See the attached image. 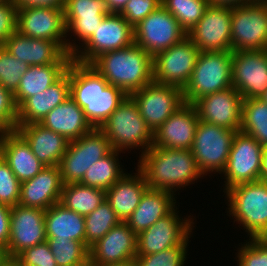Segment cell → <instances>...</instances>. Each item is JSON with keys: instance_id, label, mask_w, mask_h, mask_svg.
<instances>
[{"instance_id": "cell-7", "label": "cell", "mask_w": 267, "mask_h": 266, "mask_svg": "<svg viewBox=\"0 0 267 266\" xmlns=\"http://www.w3.org/2000/svg\"><path fill=\"white\" fill-rule=\"evenodd\" d=\"M236 131L199 120L191 152L203 176L226 168Z\"/></svg>"}, {"instance_id": "cell-4", "label": "cell", "mask_w": 267, "mask_h": 266, "mask_svg": "<svg viewBox=\"0 0 267 266\" xmlns=\"http://www.w3.org/2000/svg\"><path fill=\"white\" fill-rule=\"evenodd\" d=\"M99 129L108 138L112 149L120 152L141 149L140 157L153 145V131L129 95Z\"/></svg>"}, {"instance_id": "cell-54", "label": "cell", "mask_w": 267, "mask_h": 266, "mask_svg": "<svg viewBox=\"0 0 267 266\" xmlns=\"http://www.w3.org/2000/svg\"><path fill=\"white\" fill-rule=\"evenodd\" d=\"M97 266H137V262L136 259H131V260H127L124 262H118V263H105L102 265H97Z\"/></svg>"}, {"instance_id": "cell-8", "label": "cell", "mask_w": 267, "mask_h": 266, "mask_svg": "<svg viewBox=\"0 0 267 266\" xmlns=\"http://www.w3.org/2000/svg\"><path fill=\"white\" fill-rule=\"evenodd\" d=\"M112 150L108 138L99 128L70 141L58 165L63 185L79 183L90 166Z\"/></svg>"}, {"instance_id": "cell-19", "label": "cell", "mask_w": 267, "mask_h": 266, "mask_svg": "<svg viewBox=\"0 0 267 266\" xmlns=\"http://www.w3.org/2000/svg\"><path fill=\"white\" fill-rule=\"evenodd\" d=\"M10 236L6 255L16 257L28 247L47 241L45 210L15 205L10 213Z\"/></svg>"}, {"instance_id": "cell-41", "label": "cell", "mask_w": 267, "mask_h": 266, "mask_svg": "<svg viewBox=\"0 0 267 266\" xmlns=\"http://www.w3.org/2000/svg\"><path fill=\"white\" fill-rule=\"evenodd\" d=\"M29 65L14 58L3 46H0V84L13 94L19 87L21 77Z\"/></svg>"}, {"instance_id": "cell-15", "label": "cell", "mask_w": 267, "mask_h": 266, "mask_svg": "<svg viewBox=\"0 0 267 266\" xmlns=\"http://www.w3.org/2000/svg\"><path fill=\"white\" fill-rule=\"evenodd\" d=\"M264 147L244 132L234 135L226 168L222 172L224 191L241 183L260 180L261 159Z\"/></svg>"}, {"instance_id": "cell-35", "label": "cell", "mask_w": 267, "mask_h": 266, "mask_svg": "<svg viewBox=\"0 0 267 266\" xmlns=\"http://www.w3.org/2000/svg\"><path fill=\"white\" fill-rule=\"evenodd\" d=\"M120 153L124 152L113 149L99 159L90 166L79 183L107 191L125 174L123 165L119 163Z\"/></svg>"}, {"instance_id": "cell-36", "label": "cell", "mask_w": 267, "mask_h": 266, "mask_svg": "<svg viewBox=\"0 0 267 266\" xmlns=\"http://www.w3.org/2000/svg\"><path fill=\"white\" fill-rule=\"evenodd\" d=\"M240 131L267 146V103L261 98L243 99Z\"/></svg>"}, {"instance_id": "cell-18", "label": "cell", "mask_w": 267, "mask_h": 266, "mask_svg": "<svg viewBox=\"0 0 267 266\" xmlns=\"http://www.w3.org/2000/svg\"><path fill=\"white\" fill-rule=\"evenodd\" d=\"M232 86L243 99L261 98L267 90V49L232 51Z\"/></svg>"}, {"instance_id": "cell-33", "label": "cell", "mask_w": 267, "mask_h": 266, "mask_svg": "<svg viewBox=\"0 0 267 266\" xmlns=\"http://www.w3.org/2000/svg\"><path fill=\"white\" fill-rule=\"evenodd\" d=\"M45 230L47 238H68L85 244L84 216L65 208L61 203L45 210Z\"/></svg>"}, {"instance_id": "cell-45", "label": "cell", "mask_w": 267, "mask_h": 266, "mask_svg": "<svg viewBox=\"0 0 267 266\" xmlns=\"http://www.w3.org/2000/svg\"><path fill=\"white\" fill-rule=\"evenodd\" d=\"M16 258L22 266H57L47 241L24 249Z\"/></svg>"}, {"instance_id": "cell-16", "label": "cell", "mask_w": 267, "mask_h": 266, "mask_svg": "<svg viewBox=\"0 0 267 266\" xmlns=\"http://www.w3.org/2000/svg\"><path fill=\"white\" fill-rule=\"evenodd\" d=\"M129 96L153 132L185 104L181 88L156 82L145 85Z\"/></svg>"}, {"instance_id": "cell-3", "label": "cell", "mask_w": 267, "mask_h": 266, "mask_svg": "<svg viewBox=\"0 0 267 266\" xmlns=\"http://www.w3.org/2000/svg\"><path fill=\"white\" fill-rule=\"evenodd\" d=\"M90 65L127 95L153 82V57L135 43L101 54Z\"/></svg>"}, {"instance_id": "cell-10", "label": "cell", "mask_w": 267, "mask_h": 266, "mask_svg": "<svg viewBox=\"0 0 267 266\" xmlns=\"http://www.w3.org/2000/svg\"><path fill=\"white\" fill-rule=\"evenodd\" d=\"M232 51L267 49V3H247L232 7Z\"/></svg>"}, {"instance_id": "cell-31", "label": "cell", "mask_w": 267, "mask_h": 266, "mask_svg": "<svg viewBox=\"0 0 267 266\" xmlns=\"http://www.w3.org/2000/svg\"><path fill=\"white\" fill-rule=\"evenodd\" d=\"M40 124L61 134L69 142L80 138L93 129L87 121L83 109L70 96L53 108Z\"/></svg>"}, {"instance_id": "cell-2", "label": "cell", "mask_w": 267, "mask_h": 266, "mask_svg": "<svg viewBox=\"0 0 267 266\" xmlns=\"http://www.w3.org/2000/svg\"><path fill=\"white\" fill-rule=\"evenodd\" d=\"M138 161L137 167L144 174L150 189L167 190L176 194L181 187L194 184L204 177L190 149L152 146Z\"/></svg>"}, {"instance_id": "cell-42", "label": "cell", "mask_w": 267, "mask_h": 266, "mask_svg": "<svg viewBox=\"0 0 267 266\" xmlns=\"http://www.w3.org/2000/svg\"><path fill=\"white\" fill-rule=\"evenodd\" d=\"M21 182L0 154V204L14 207L19 203Z\"/></svg>"}, {"instance_id": "cell-50", "label": "cell", "mask_w": 267, "mask_h": 266, "mask_svg": "<svg viewBox=\"0 0 267 266\" xmlns=\"http://www.w3.org/2000/svg\"><path fill=\"white\" fill-rule=\"evenodd\" d=\"M109 13L119 14L129 0H104Z\"/></svg>"}, {"instance_id": "cell-28", "label": "cell", "mask_w": 267, "mask_h": 266, "mask_svg": "<svg viewBox=\"0 0 267 266\" xmlns=\"http://www.w3.org/2000/svg\"><path fill=\"white\" fill-rule=\"evenodd\" d=\"M0 154L21 183L35 177L46 167L16 130L0 136Z\"/></svg>"}, {"instance_id": "cell-23", "label": "cell", "mask_w": 267, "mask_h": 266, "mask_svg": "<svg viewBox=\"0 0 267 266\" xmlns=\"http://www.w3.org/2000/svg\"><path fill=\"white\" fill-rule=\"evenodd\" d=\"M137 234L121 221L107 232L99 241L89 248V259L92 263H118L136 258Z\"/></svg>"}, {"instance_id": "cell-56", "label": "cell", "mask_w": 267, "mask_h": 266, "mask_svg": "<svg viewBox=\"0 0 267 266\" xmlns=\"http://www.w3.org/2000/svg\"><path fill=\"white\" fill-rule=\"evenodd\" d=\"M74 266H95L90 259L83 262L82 264L74 265Z\"/></svg>"}, {"instance_id": "cell-44", "label": "cell", "mask_w": 267, "mask_h": 266, "mask_svg": "<svg viewBox=\"0 0 267 266\" xmlns=\"http://www.w3.org/2000/svg\"><path fill=\"white\" fill-rule=\"evenodd\" d=\"M17 114L14 94L0 84V136L16 130Z\"/></svg>"}, {"instance_id": "cell-24", "label": "cell", "mask_w": 267, "mask_h": 266, "mask_svg": "<svg viewBox=\"0 0 267 266\" xmlns=\"http://www.w3.org/2000/svg\"><path fill=\"white\" fill-rule=\"evenodd\" d=\"M110 14L104 0H66L64 7L66 35H75L77 50L92 35L106 15ZM81 42V43H80Z\"/></svg>"}, {"instance_id": "cell-6", "label": "cell", "mask_w": 267, "mask_h": 266, "mask_svg": "<svg viewBox=\"0 0 267 266\" xmlns=\"http://www.w3.org/2000/svg\"><path fill=\"white\" fill-rule=\"evenodd\" d=\"M232 87V51L200 52L193 73L184 87L183 99L193 104L208 94Z\"/></svg>"}, {"instance_id": "cell-46", "label": "cell", "mask_w": 267, "mask_h": 266, "mask_svg": "<svg viewBox=\"0 0 267 266\" xmlns=\"http://www.w3.org/2000/svg\"><path fill=\"white\" fill-rule=\"evenodd\" d=\"M162 5V0H129L119 13L133 27Z\"/></svg>"}, {"instance_id": "cell-1", "label": "cell", "mask_w": 267, "mask_h": 266, "mask_svg": "<svg viewBox=\"0 0 267 266\" xmlns=\"http://www.w3.org/2000/svg\"><path fill=\"white\" fill-rule=\"evenodd\" d=\"M70 97L83 109L93 128H100L128 96L109 84L90 64H69Z\"/></svg>"}, {"instance_id": "cell-49", "label": "cell", "mask_w": 267, "mask_h": 266, "mask_svg": "<svg viewBox=\"0 0 267 266\" xmlns=\"http://www.w3.org/2000/svg\"><path fill=\"white\" fill-rule=\"evenodd\" d=\"M17 8L47 6L64 8L66 0H12Z\"/></svg>"}, {"instance_id": "cell-21", "label": "cell", "mask_w": 267, "mask_h": 266, "mask_svg": "<svg viewBox=\"0 0 267 266\" xmlns=\"http://www.w3.org/2000/svg\"><path fill=\"white\" fill-rule=\"evenodd\" d=\"M20 62L32 65H48L73 60L66 50V42H54L21 35L15 31L2 45Z\"/></svg>"}, {"instance_id": "cell-38", "label": "cell", "mask_w": 267, "mask_h": 266, "mask_svg": "<svg viewBox=\"0 0 267 266\" xmlns=\"http://www.w3.org/2000/svg\"><path fill=\"white\" fill-rule=\"evenodd\" d=\"M209 5V0H162V6L186 32L197 24Z\"/></svg>"}, {"instance_id": "cell-25", "label": "cell", "mask_w": 267, "mask_h": 266, "mask_svg": "<svg viewBox=\"0 0 267 266\" xmlns=\"http://www.w3.org/2000/svg\"><path fill=\"white\" fill-rule=\"evenodd\" d=\"M62 186L59 166H46L35 177L21 183L18 204L47 210L60 202Z\"/></svg>"}, {"instance_id": "cell-9", "label": "cell", "mask_w": 267, "mask_h": 266, "mask_svg": "<svg viewBox=\"0 0 267 266\" xmlns=\"http://www.w3.org/2000/svg\"><path fill=\"white\" fill-rule=\"evenodd\" d=\"M17 31L31 38L66 42V50L70 55L77 51L75 41L70 42L71 39L66 35L64 8L47 6L18 8Z\"/></svg>"}, {"instance_id": "cell-29", "label": "cell", "mask_w": 267, "mask_h": 266, "mask_svg": "<svg viewBox=\"0 0 267 266\" xmlns=\"http://www.w3.org/2000/svg\"><path fill=\"white\" fill-rule=\"evenodd\" d=\"M125 174L106 191V201L121 221H126L140 203L149 188L142 171ZM133 174V175H132Z\"/></svg>"}, {"instance_id": "cell-53", "label": "cell", "mask_w": 267, "mask_h": 266, "mask_svg": "<svg viewBox=\"0 0 267 266\" xmlns=\"http://www.w3.org/2000/svg\"><path fill=\"white\" fill-rule=\"evenodd\" d=\"M0 266H22L16 257L6 256L0 263Z\"/></svg>"}, {"instance_id": "cell-32", "label": "cell", "mask_w": 267, "mask_h": 266, "mask_svg": "<svg viewBox=\"0 0 267 266\" xmlns=\"http://www.w3.org/2000/svg\"><path fill=\"white\" fill-rule=\"evenodd\" d=\"M70 62H55L48 65L29 66L21 77L14 100L19 107L27 98L45 91L67 71Z\"/></svg>"}, {"instance_id": "cell-52", "label": "cell", "mask_w": 267, "mask_h": 266, "mask_svg": "<svg viewBox=\"0 0 267 266\" xmlns=\"http://www.w3.org/2000/svg\"><path fill=\"white\" fill-rule=\"evenodd\" d=\"M260 180L267 181V146L264 147L261 159Z\"/></svg>"}, {"instance_id": "cell-39", "label": "cell", "mask_w": 267, "mask_h": 266, "mask_svg": "<svg viewBox=\"0 0 267 266\" xmlns=\"http://www.w3.org/2000/svg\"><path fill=\"white\" fill-rule=\"evenodd\" d=\"M57 266H74L89 259V248L80 241L47 238Z\"/></svg>"}, {"instance_id": "cell-43", "label": "cell", "mask_w": 267, "mask_h": 266, "mask_svg": "<svg viewBox=\"0 0 267 266\" xmlns=\"http://www.w3.org/2000/svg\"><path fill=\"white\" fill-rule=\"evenodd\" d=\"M243 244L241 243L240 248H237L238 266H267L266 240L251 238Z\"/></svg>"}, {"instance_id": "cell-51", "label": "cell", "mask_w": 267, "mask_h": 266, "mask_svg": "<svg viewBox=\"0 0 267 266\" xmlns=\"http://www.w3.org/2000/svg\"><path fill=\"white\" fill-rule=\"evenodd\" d=\"M210 4L222 6H238L246 4V0H209Z\"/></svg>"}, {"instance_id": "cell-14", "label": "cell", "mask_w": 267, "mask_h": 266, "mask_svg": "<svg viewBox=\"0 0 267 266\" xmlns=\"http://www.w3.org/2000/svg\"><path fill=\"white\" fill-rule=\"evenodd\" d=\"M177 209L176 206L168 215L137 234V255L158 253L184 244L191 237L195 227L194 219L191 215L182 218Z\"/></svg>"}, {"instance_id": "cell-27", "label": "cell", "mask_w": 267, "mask_h": 266, "mask_svg": "<svg viewBox=\"0 0 267 266\" xmlns=\"http://www.w3.org/2000/svg\"><path fill=\"white\" fill-rule=\"evenodd\" d=\"M70 96L69 66L66 73L45 91L27 98L19 107L18 125L40 123L56 106Z\"/></svg>"}, {"instance_id": "cell-22", "label": "cell", "mask_w": 267, "mask_h": 266, "mask_svg": "<svg viewBox=\"0 0 267 266\" xmlns=\"http://www.w3.org/2000/svg\"><path fill=\"white\" fill-rule=\"evenodd\" d=\"M198 122L195 107L185 103L153 132L152 146L191 149Z\"/></svg>"}, {"instance_id": "cell-20", "label": "cell", "mask_w": 267, "mask_h": 266, "mask_svg": "<svg viewBox=\"0 0 267 266\" xmlns=\"http://www.w3.org/2000/svg\"><path fill=\"white\" fill-rule=\"evenodd\" d=\"M242 101V96L232 86L200 97L192 105L199 120L237 132L241 126Z\"/></svg>"}, {"instance_id": "cell-47", "label": "cell", "mask_w": 267, "mask_h": 266, "mask_svg": "<svg viewBox=\"0 0 267 266\" xmlns=\"http://www.w3.org/2000/svg\"><path fill=\"white\" fill-rule=\"evenodd\" d=\"M17 10L12 0L0 2V46L17 31Z\"/></svg>"}, {"instance_id": "cell-11", "label": "cell", "mask_w": 267, "mask_h": 266, "mask_svg": "<svg viewBox=\"0 0 267 266\" xmlns=\"http://www.w3.org/2000/svg\"><path fill=\"white\" fill-rule=\"evenodd\" d=\"M134 44V27L120 14L104 17L93 35L72 55L74 61L91 64L99 55Z\"/></svg>"}, {"instance_id": "cell-58", "label": "cell", "mask_w": 267, "mask_h": 266, "mask_svg": "<svg viewBox=\"0 0 267 266\" xmlns=\"http://www.w3.org/2000/svg\"><path fill=\"white\" fill-rule=\"evenodd\" d=\"M261 99L267 103V90L264 92V94L261 96Z\"/></svg>"}, {"instance_id": "cell-48", "label": "cell", "mask_w": 267, "mask_h": 266, "mask_svg": "<svg viewBox=\"0 0 267 266\" xmlns=\"http://www.w3.org/2000/svg\"><path fill=\"white\" fill-rule=\"evenodd\" d=\"M11 207L0 204V246L7 248L10 236Z\"/></svg>"}, {"instance_id": "cell-17", "label": "cell", "mask_w": 267, "mask_h": 266, "mask_svg": "<svg viewBox=\"0 0 267 266\" xmlns=\"http://www.w3.org/2000/svg\"><path fill=\"white\" fill-rule=\"evenodd\" d=\"M231 16V6L210 4L187 37L200 52L232 51Z\"/></svg>"}, {"instance_id": "cell-57", "label": "cell", "mask_w": 267, "mask_h": 266, "mask_svg": "<svg viewBox=\"0 0 267 266\" xmlns=\"http://www.w3.org/2000/svg\"><path fill=\"white\" fill-rule=\"evenodd\" d=\"M247 3H267V0H246Z\"/></svg>"}, {"instance_id": "cell-55", "label": "cell", "mask_w": 267, "mask_h": 266, "mask_svg": "<svg viewBox=\"0 0 267 266\" xmlns=\"http://www.w3.org/2000/svg\"><path fill=\"white\" fill-rule=\"evenodd\" d=\"M7 255H6V251H5V249L2 247V246H0V263L3 261V259L6 257Z\"/></svg>"}, {"instance_id": "cell-30", "label": "cell", "mask_w": 267, "mask_h": 266, "mask_svg": "<svg viewBox=\"0 0 267 266\" xmlns=\"http://www.w3.org/2000/svg\"><path fill=\"white\" fill-rule=\"evenodd\" d=\"M174 193L148 188L134 212L125 221L135 234L148 229L176 207Z\"/></svg>"}, {"instance_id": "cell-40", "label": "cell", "mask_w": 267, "mask_h": 266, "mask_svg": "<svg viewBox=\"0 0 267 266\" xmlns=\"http://www.w3.org/2000/svg\"><path fill=\"white\" fill-rule=\"evenodd\" d=\"M190 238L175 247L167 248L158 253L149 255H136L137 266H184L186 264L187 252Z\"/></svg>"}, {"instance_id": "cell-37", "label": "cell", "mask_w": 267, "mask_h": 266, "mask_svg": "<svg viewBox=\"0 0 267 266\" xmlns=\"http://www.w3.org/2000/svg\"><path fill=\"white\" fill-rule=\"evenodd\" d=\"M85 245L90 248L99 241L115 225L121 222L120 218L105 200L98 208L84 216Z\"/></svg>"}, {"instance_id": "cell-12", "label": "cell", "mask_w": 267, "mask_h": 266, "mask_svg": "<svg viewBox=\"0 0 267 266\" xmlns=\"http://www.w3.org/2000/svg\"><path fill=\"white\" fill-rule=\"evenodd\" d=\"M185 37L187 32L162 5L134 26V43L152 57Z\"/></svg>"}, {"instance_id": "cell-34", "label": "cell", "mask_w": 267, "mask_h": 266, "mask_svg": "<svg viewBox=\"0 0 267 266\" xmlns=\"http://www.w3.org/2000/svg\"><path fill=\"white\" fill-rule=\"evenodd\" d=\"M106 200V191L81 183L62 186L60 202L65 208L86 216Z\"/></svg>"}, {"instance_id": "cell-5", "label": "cell", "mask_w": 267, "mask_h": 266, "mask_svg": "<svg viewBox=\"0 0 267 266\" xmlns=\"http://www.w3.org/2000/svg\"><path fill=\"white\" fill-rule=\"evenodd\" d=\"M228 216L243 227L249 238H261L267 231V181L241 183L223 191Z\"/></svg>"}, {"instance_id": "cell-13", "label": "cell", "mask_w": 267, "mask_h": 266, "mask_svg": "<svg viewBox=\"0 0 267 266\" xmlns=\"http://www.w3.org/2000/svg\"><path fill=\"white\" fill-rule=\"evenodd\" d=\"M199 54V49L188 37L158 52L153 57V82L183 90L190 80Z\"/></svg>"}, {"instance_id": "cell-26", "label": "cell", "mask_w": 267, "mask_h": 266, "mask_svg": "<svg viewBox=\"0 0 267 266\" xmlns=\"http://www.w3.org/2000/svg\"><path fill=\"white\" fill-rule=\"evenodd\" d=\"M16 131L30 145L31 151L45 166H58L69 141L40 123L18 125Z\"/></svg>"}, {"instance_id": "cell-59", "label": "cell", "mask_w": 267, "mask_h": 266, "mask_svg": "<svg viewBox=\"0 0 267 266\" xmlns=\"http://www.w3.org/2000/svg\"><path fill=\"white\" fill-rule=\"evenodd\" d=\"M263 240L267 241V231L265 232V234L261 237Z\"/></svg>"}]
</instances>
